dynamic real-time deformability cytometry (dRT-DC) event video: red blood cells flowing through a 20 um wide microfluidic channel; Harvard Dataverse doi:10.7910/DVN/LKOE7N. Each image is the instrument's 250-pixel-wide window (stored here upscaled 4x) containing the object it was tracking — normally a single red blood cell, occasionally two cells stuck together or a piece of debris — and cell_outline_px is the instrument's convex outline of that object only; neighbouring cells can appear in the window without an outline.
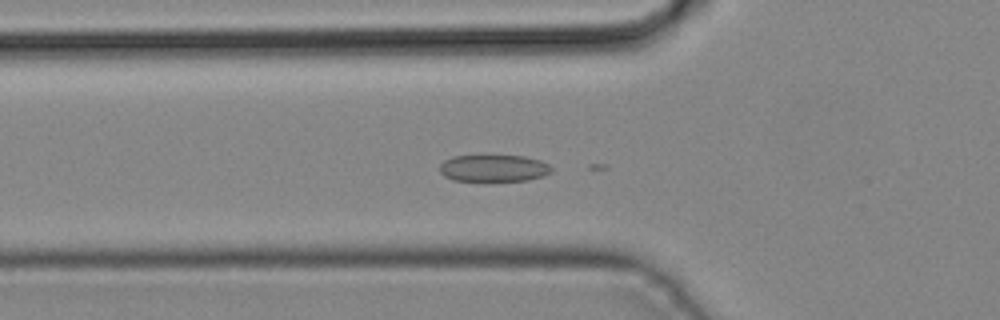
{"species": "common noctule bat (a hibernating species)", "species_latin": "Nyctalus noctula", "temperature_condition": "cold", "stored_images_in_passage": 39, "camera_frame_rate_fps": 3000, "um_per_image_px": 0.085, "animal": {"sex": "male", "body_mass_g": 19.2, "forearm_length_mm": 51.8}, "frame": {"image": 1, "passage_image": 9, "time_ms": 2.667, "image_size_px": [1000, 320], "cell_outline_px": [[552, 172], [544, 176], [528, 180], [484, 184], [452, 180], [444, 176], [440, 172], [440, 164], [444, 160], [452, 156], [524, 156], [540, 160], [548, 164], [552, 168]], "centroid_in_image_um": [41.94, 14.36], "position_along_channel_um": 83.9, "area_um2": 18.5}}
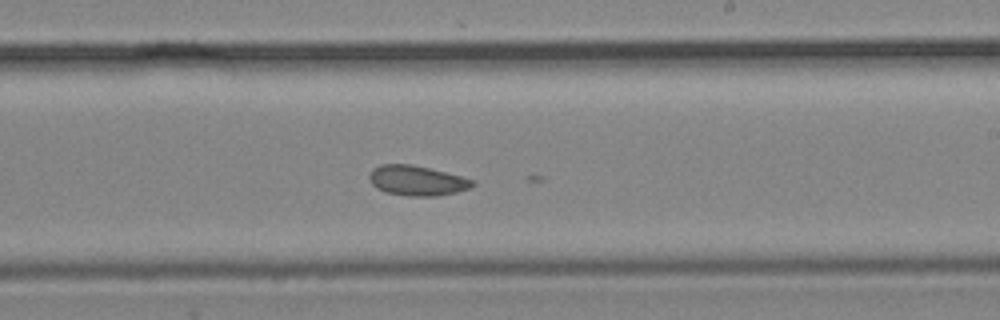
{"frame": {"image": 2, "passage_image": 20, "time_ms": 6.333, "image_size_px": [1000, 320], "cell_outline_px": [[476, 184], [472, 188], [456, 192], [436, 196], [408, 196], [388, 192], [376, 188], [372, 184], [368, 176], [372, 168], [380, 164], [412, 164], [476, 180]], "centroid_in_image_um": [35.45, 15.35], "position_along_channel_um": 253.5, "area_um2": 18.09}}
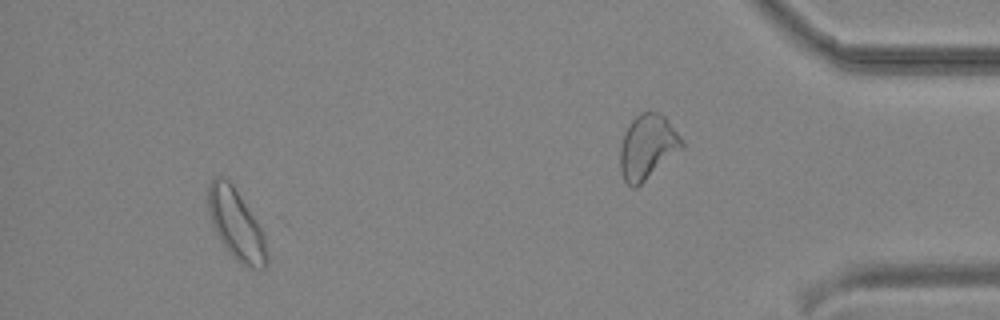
{"frame": {"image": 3, "passage_image": 35, "time_ms": 11.333, "image_size_px": [1000, 320], "cell_outline_px": [[268, 264], [264, 268], [248, 268], [240, 264], [228, 252], [220, 240], [212, 224], [208, 212], [208, 184], [216, 176], [220, 176], [228, 180], [232, 184], [264, 232], [268, 260]], "centroid_in_image_um": [20.08, 19.11], "position_along_channel_um": 415.1, "area_um2": 24.1}}